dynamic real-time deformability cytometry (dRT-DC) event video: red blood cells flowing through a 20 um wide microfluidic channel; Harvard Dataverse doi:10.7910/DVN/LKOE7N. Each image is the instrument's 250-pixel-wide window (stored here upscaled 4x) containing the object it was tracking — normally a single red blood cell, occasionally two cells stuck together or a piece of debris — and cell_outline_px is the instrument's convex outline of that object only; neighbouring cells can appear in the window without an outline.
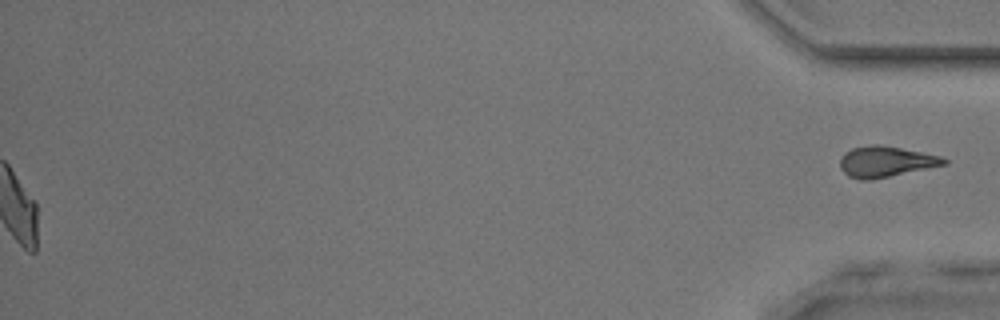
{"species": "common noctule bat (a hibernating species)", "species_latin": "Nyctalus noctula", "temperature_condition": "room temperature", "stored_images_in_passage": 36, "segment_of_instrument_passage": [2, 2], "camera_frame_rate_fps": 3000, "um_per_image_px": 0.085, "animal": {"sex": "male", "body_mass_g": 17.9, "forearm_length_mm": 54.2}, "frame": {"image": 1, "passage_image": 36, "time_ms": 11.667, "image_size_px": [1000, 320], "cell_outline_px": [[948, 164], [872, 180], [860, 180], [848, 176], [840, 168], [840, 156], [844, 152], [852, 148], [872, 144], [880, 144], [940, 156], [948, 160]], "centroid_in_image_um": [75.25, 13.74], "position_along_channel_um": 359.9, "area_um2": 18.73}}